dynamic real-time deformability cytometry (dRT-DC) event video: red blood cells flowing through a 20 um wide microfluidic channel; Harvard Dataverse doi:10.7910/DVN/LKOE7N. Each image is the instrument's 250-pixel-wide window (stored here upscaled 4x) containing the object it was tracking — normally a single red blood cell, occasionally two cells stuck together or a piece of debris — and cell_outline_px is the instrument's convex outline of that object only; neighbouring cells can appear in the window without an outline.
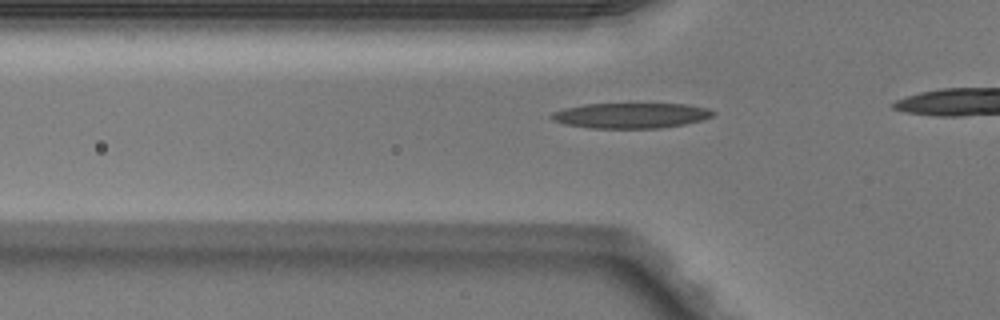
{"species": "Egyptian fruit bat (a non-hibernating species)", "species_latin": "Rousettus aegyptiacus", "temperature_condition": "warm", "stored_images_in_passage": 24, "camera_frame_rate_fps": 3000, "um_per_image_px": 0.085, "animal": {"sex": "male"}, "frame": {"image": 1, "passage_image": 7, "time_ms": 2.0, "image_size_px": [1000, 320], "cell_outline_px": [[716, 112], [712, 116], [704, 120], [684, 124], [660, 128], [588, 128], [564, 124], [552, 120], [548, 116], [552, 112], [564, 108], [584, 104], [684, 104], [708, 108]], "centroid_in_image_um": [53.6, 9.82], "position_along_channel_um": 72.2, "area_um2": 23.99}}
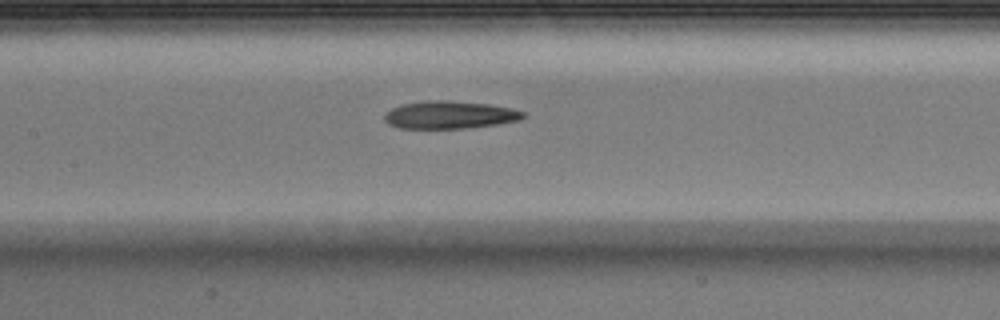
{"frame": {"image": 2, "passage_image": 14, "time_ms": 4.333, "image_size_px": [1000, 320], "cell_outline_px": [[524, 116], [520, 120], [496, 124], [468, 128], [400, 128], [388, 124], [384, 120], [384, 112], [392, 108], [404, 104], [428, 100], [448, 100], [488, 104], [512, 108], [524, 112]], "centroid_in_image_um": [38.2, 9.76], "position_along_channel_um": 169.2, "area_um2": 22.31}}
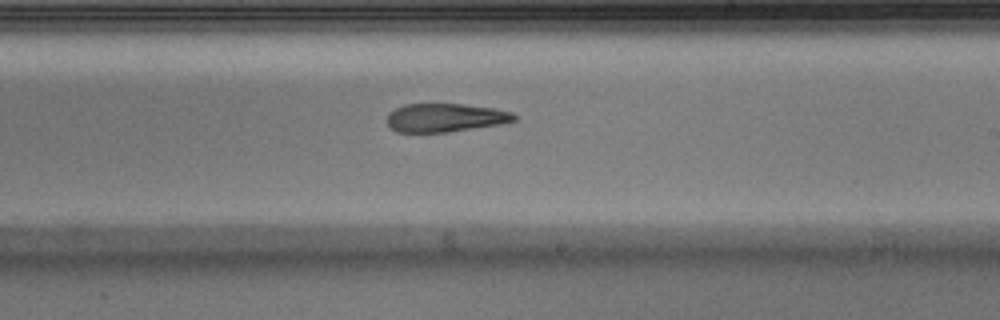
{"frame": {"image": 3, "passage_image": 20, "time_ms": 6.333, "image_size_px": [1000, 320], "cell_outline_px": [[516, 120], [504, 124], [448, 132], [396, 132], [388, 124], [388, 112], [404, 104], [464, 104], [492, 108], [512, 112], [516, 116]], "centroid_in_image_um": [37.87, 10.0], "position_along_channel_um": 251.1, "area_um2": 21.15}}